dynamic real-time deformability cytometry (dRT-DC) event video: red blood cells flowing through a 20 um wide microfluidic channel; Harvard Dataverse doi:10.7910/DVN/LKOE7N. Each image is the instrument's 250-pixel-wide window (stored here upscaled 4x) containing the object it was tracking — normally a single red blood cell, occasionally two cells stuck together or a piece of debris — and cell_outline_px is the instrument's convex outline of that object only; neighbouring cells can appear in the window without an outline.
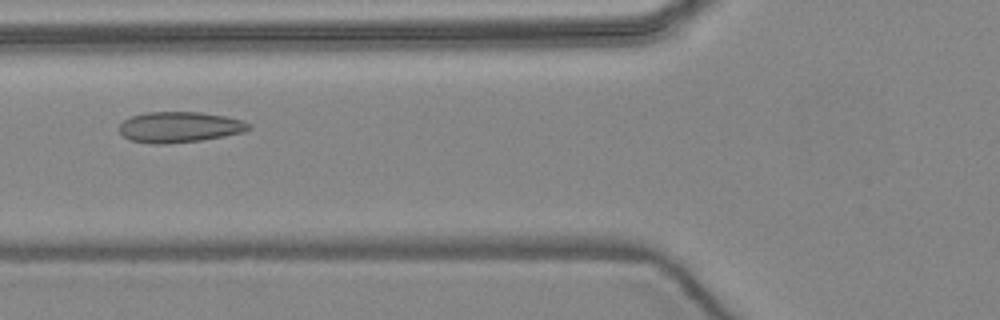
{"species": "common noctule bat (a hibernating species)", "species_latin": "Nyctalus noctula", "temperature_condition": "warm", "stored_images_in_passage": 6, "camera_frame_rate_fps": 3000, "um_per_image_px": 0.085, "animal": {"sex": "female", "body_mass_g": 24.6, "forearm_length_mm": 56.2}, "frame": {"image": 1, "passage_image": 6, "time_ms": 7.0, "image_size_px": [1000, 320], "cell_outline_px": [[252, 128], [244, 132], [224, 136], [200, 140], [164, 144], [152, 144], [132, 140], [124, 136], [120, 132], [120, 124], [124, 120], [132, 116], [144, 112], [200, 112], [224, 116], [240, 120], [248, 124]], "centroid_in_image_um": [15.24, 10.8], "position_along_channel_um": 110.6, "area_um2": 22.95}}